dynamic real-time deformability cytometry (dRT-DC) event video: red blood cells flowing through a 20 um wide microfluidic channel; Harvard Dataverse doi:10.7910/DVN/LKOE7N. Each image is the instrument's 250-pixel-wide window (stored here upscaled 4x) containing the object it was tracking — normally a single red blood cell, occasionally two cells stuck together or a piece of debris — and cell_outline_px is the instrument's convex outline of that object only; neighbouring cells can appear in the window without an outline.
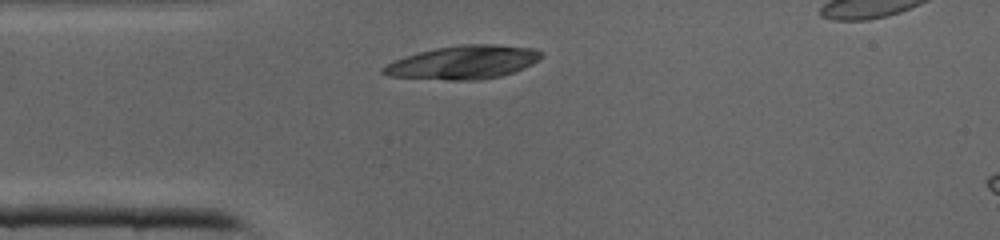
{"species": "common noctule bat (a hibernating species)", "species_latin": "Nyctalus noctula", "temperature_condition": "cold", "stored_images_in_passage": 30, "camera_frame_rate_fps": 3000, "um_per_image_px": 0.085, "animal": {"sex": "male", "body_mass_g": 19.0, "forearm_length_mm": 50.8}, "frame": {"image": 1, "passage_image": 1, "time_ms": 0.0, "image_size_px": [1000, 240], "cell_outline_px": [[544, 56], [540, 60], [524, 68], [500, 76], [480, 80], [448, 80], [388, 76], [380, 72], [380, 68], [404, 56], [436, 48], [460, 44], [496, 44], [532, 48], [544, 52]], "centroid_in_image_um": [39.41, 5.29], "position_along_channel_um": 45.6, "area_um2": 30.92}}